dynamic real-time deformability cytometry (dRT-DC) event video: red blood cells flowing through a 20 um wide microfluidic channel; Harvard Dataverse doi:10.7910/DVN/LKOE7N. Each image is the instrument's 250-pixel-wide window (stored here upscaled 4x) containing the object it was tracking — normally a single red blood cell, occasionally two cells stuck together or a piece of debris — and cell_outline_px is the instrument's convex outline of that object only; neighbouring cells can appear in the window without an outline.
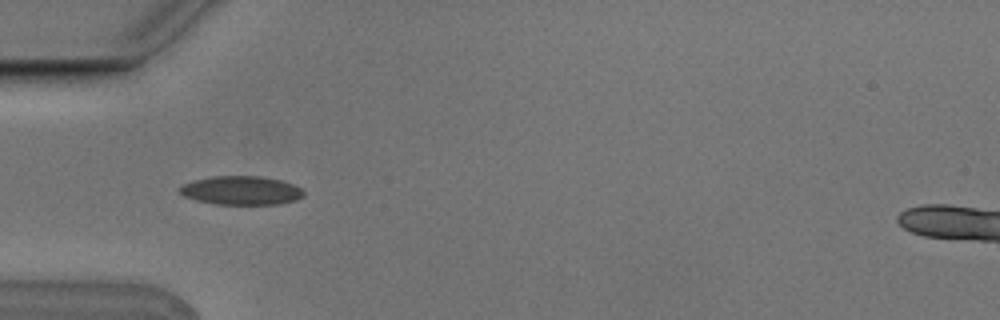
{"species": "Egyptian fruit bat (a non-hibernating species)", "species_latin": "Rousettus aegyptiacus", "temperature_condition": "cold", "stored_images_in_passage": 6, "camera_frame_rate_fps": 3000, "um_per_image_px": 0.085, "animal": {"sex": "male"}, "frame": {"image": 1, "passage_image": 5, "time_ms": 1.333, "image_size_px": [1000, 320], "cell_outline_px": [[304, 196], [296, 200], [280, 204], [212, 204], [196, 200], [184, 196], [180, 192], [180, 188], [184, 184], [196, 180], [212, 176], [260, 176], [280, 180], [292, 184], [300, 188], [304, 192]], "centroid_in_image_um": [20.52, 16.19], "position_along_channel_um": 64.5, "area_um2": 20.63}}